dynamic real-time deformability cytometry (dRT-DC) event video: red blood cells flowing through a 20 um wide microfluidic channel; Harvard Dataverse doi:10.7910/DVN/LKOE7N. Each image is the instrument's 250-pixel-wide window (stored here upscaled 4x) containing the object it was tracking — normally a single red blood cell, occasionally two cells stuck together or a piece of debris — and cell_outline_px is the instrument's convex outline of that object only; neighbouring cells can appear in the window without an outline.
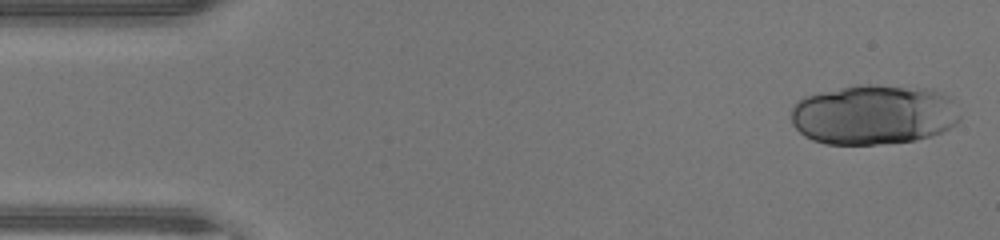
{"species": "human", "species_latin": "Homo sapiens", "temperature_condition": "warm", "stored_images_in_passage": 12, "camera_frame_rate_fps": 3000, "um_per_image_px": 0.085, "donor": {"sex": "male"}, "frame": {"image": 1, "passage_image": 1, "time_ms": 0.0, "image_size_px": [1000, 240], "cell_outline_px": [[960, 120], [956, 124], [944, 132], [932, 136], [916, 140], [876, 144], [824, 144], [812, 140], [804, 136], [792, 124], [792, 108], [804, 96], [820, 92], [856, 84], [868, 84], [932, 88], [948, 96], [960, 116]], "centroid_in_image_um": [74.28, 9.74], "position_along_channel_um": 10.7, "area_um2": 59.42}}